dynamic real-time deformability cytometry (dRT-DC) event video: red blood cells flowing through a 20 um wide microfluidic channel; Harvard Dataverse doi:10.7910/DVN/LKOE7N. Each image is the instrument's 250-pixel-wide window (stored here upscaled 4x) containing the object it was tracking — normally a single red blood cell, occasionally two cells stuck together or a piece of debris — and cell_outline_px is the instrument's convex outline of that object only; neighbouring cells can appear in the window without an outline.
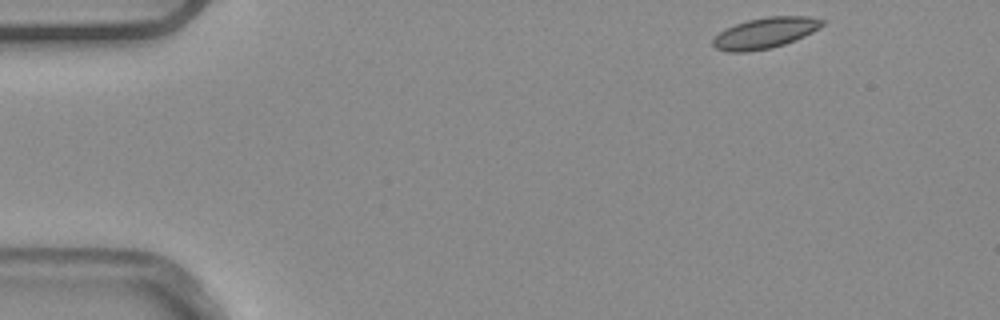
{"species": "common noctule bat (a hibernating species)", "species_latin": "Nyctalus noctula", "temperature_condition": "warm", "stored_images_in_passage": 4, "camera_frame_rate_fps": 3000, "um_per_image_px": 0.085, "animal": {"sex": "male", "body_mass_g": 20.4}, "frame": {"image": 1, "passage_image": 1, "time_ms": 0.0, "image_size_px": [1000, 320], "cell_outline_px": [[824, 24], [820, 28], [796, 40], [772, 48], [748, 52], [728, 52], [716, 48], [712, 44], [712, 40], [720, 32], [736, 24], [748, 20], [768, 16], [808, 16], [824, 20]], "centroid_in_image_um": [65.05, 2.81], "position_along_channel_um": 19.9, "area_um2": 19.59}}
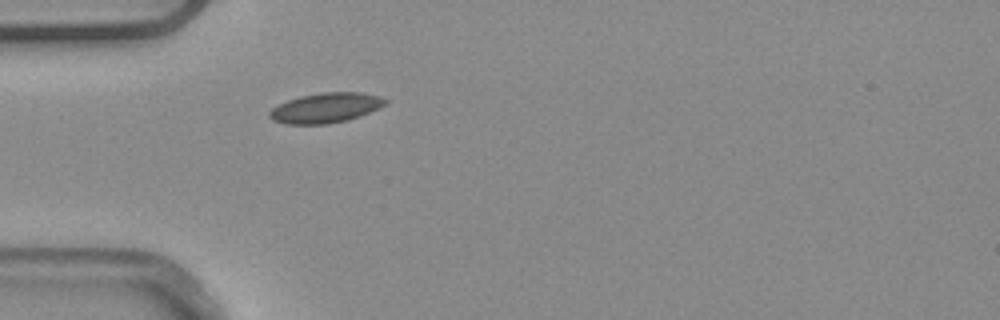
{"frame": {"image": 2, "passage_image": 4, "time_ms": 1.0, "image_size_px": [1000, 320], "cell_outline_px": [[388, 100], [380, 108], [360, 116], [348, 120], [328, 124], [288, 124], [272, 120], [268, 116], [268, 112], [272, 108], [288, 100], [300, 96], [320, 92], [360, 92], [380, 96]], "centroid_in_image_um": [27.69, 9.17], "position_along_channel_um": 57.3, "area_um2": 20.29}}